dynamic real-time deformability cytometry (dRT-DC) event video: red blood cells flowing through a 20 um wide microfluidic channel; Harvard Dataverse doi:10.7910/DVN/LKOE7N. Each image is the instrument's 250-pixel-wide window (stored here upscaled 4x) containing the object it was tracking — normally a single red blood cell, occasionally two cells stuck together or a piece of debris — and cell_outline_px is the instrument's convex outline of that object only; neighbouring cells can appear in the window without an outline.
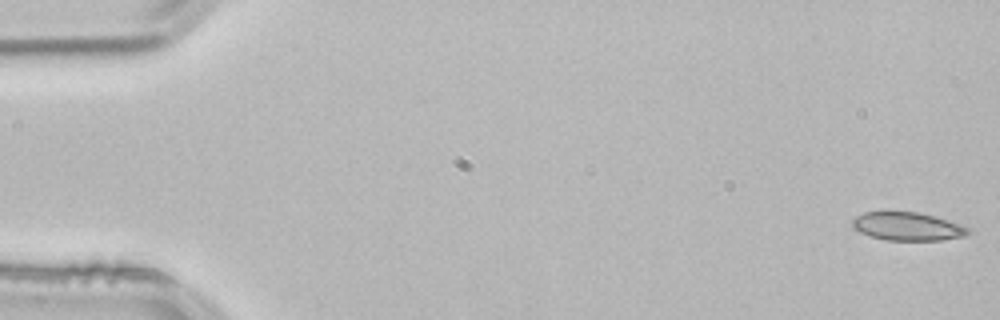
{"species": "common noctule bat (a hibernating species)", "species_latin": "Nyctalus noctula", "temperature_condition": "room temperature", "stored_images_in_passage": 53, "camera_frame_rate_fps": 3000, "um_per_image_px": 0.085, "animal": {"sex": "male", "body_mass_g": 21.5, "forearm_length_mm": 52.0}, "frame": {"image": 1, "passage_image": 1, "time_ms": 0.0, "image_size_px": [1000, 320], "cell_outline_px": [[972, 232], [964, 236], [940, 240], [884, 240], [860, 232], [852, 228], [852, 220], [856, 216], [864, 212], [920, 212], [936, 216], [960, 224], [968, 228]], "centroid_in_image_um": [77.14, 19.24], "position_along_channel_um": 7.9, "area_um2": 19.07}}
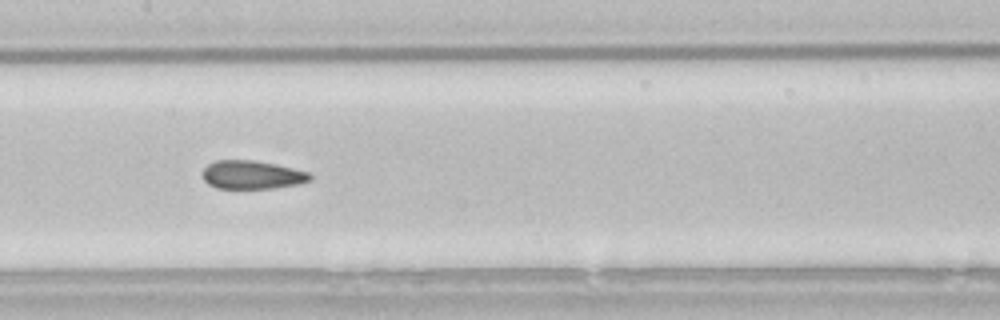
{"frame": {"image": 2, "passage_image": 26, "time_ms": 8.333, "image_size_px": [1000, 320], "cell_outline_px": [[312, 180], [300, 184], [272, 188], [216, 188], [208, 184], [204, 180], [204, 168], [208, 164], [216, 160], [252, 160], [276, 164], [308, 172], [312, 176]], "centroid_in_image_um": [21.44, 14.86], "position_along_channel_um": 186.0, "area_um2": 17.74}}
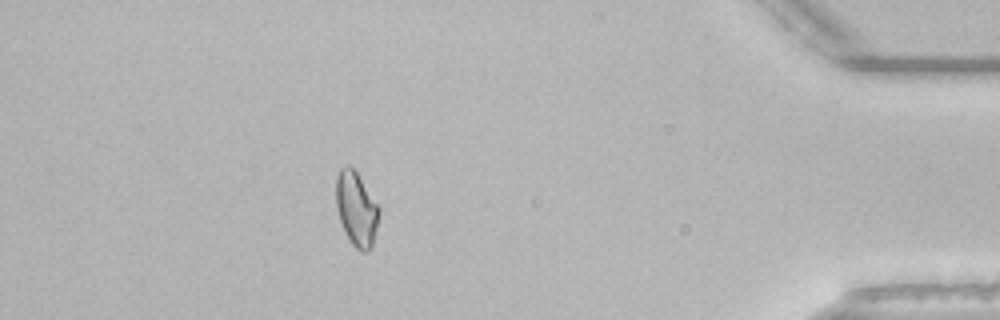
{"frame": {"image": 3, "passage_image": 47, "time_ms": 15.333, "image_size_px": [1000, 320], "cell_outline_px": [[380, 212], [372, 248], [368, 252], [360, 252], [352, 244], [340, 220], [336, 208], [336, 176], [340, 168], [348, 164], [356, 172], [380, 208]], "centroid_in_image_um": [30.3, 17.77], "position_along_channel_um": 404.9, "area_um2": 18.5}, "authors_computed_cell_mechanics": {"area_um2": 18.7272, "velocity_mm_per_s": 3.8441, "shape_relaxation_time_tau1_ms": null, "shape_relaxation_time_tau2_ms": 1.8902, "deformation_change_tau1": null, "deformation_change_tau2": 0.0512}}